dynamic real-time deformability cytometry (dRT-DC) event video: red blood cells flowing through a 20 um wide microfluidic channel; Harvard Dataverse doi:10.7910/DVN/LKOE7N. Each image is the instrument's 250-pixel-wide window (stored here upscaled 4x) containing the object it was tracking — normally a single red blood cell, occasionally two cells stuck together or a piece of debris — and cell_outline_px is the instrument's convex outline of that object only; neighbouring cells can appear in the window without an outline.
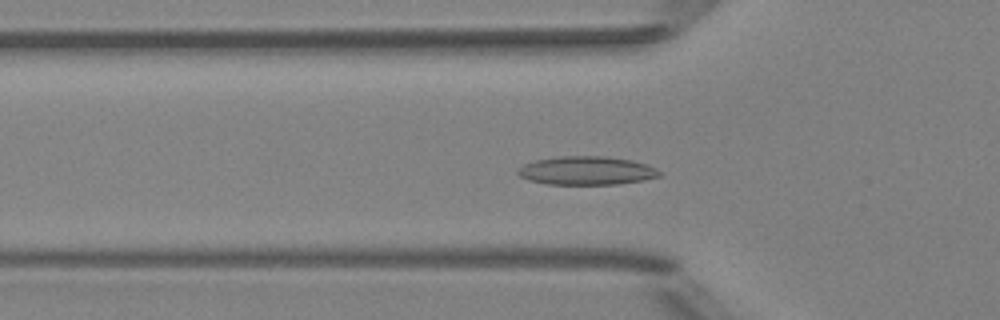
{"species": "Egyptian fruit bat (a non-hibernating species)", "species_latin": "Rousettus aegyptiacus", "temperature_condition": "room temperature", "stored_images_in_passage": 43, "camera_frame_rate_fps": 3000, "um_per_image_px": 0.085, "animal": {"sex": "female"}, "frame": {"image": 1, "passage_image": 9, "time_ms": 2.667, "image_size_px": [1000, 320], "cell_outline_px": [[664, 176], [644, 180], [616, 184], [548, 184], [528, 180], [520, 176], [516, 172], [516, 168], [524, 164], [536, 160], [560, 156], [604, 156], [632, 160], [648, 164], [656, 168]], "centroid_in_image_um": [49.88, 14.5], "position_along_channel_um": 75.9, "area_um2": 23.7}}
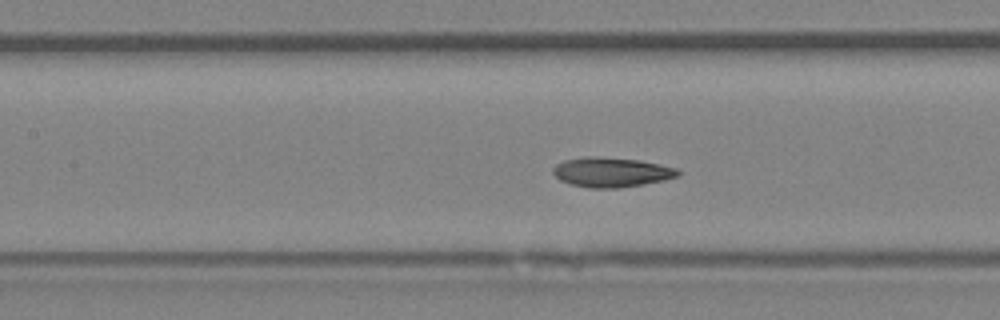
{"frame": {"image": 2, "passage_image": 15, "time_ms": 4.667, "image_size_px": [1000, 320], "cell_outline_px": [[680, 176], [664, 180], [620, 188], [588, 188], [572, 184], [560, 180], [552, 172], [552, 168], [556, 164], [564, 160], [584, 156], [596, 156], [640, 160], [660, 164], [676, 168], [680, 172]], "centroid_in_image_um": [51.96, 14.63], "position_along_channel_um": 155.4, "area_um2": 21.73}}
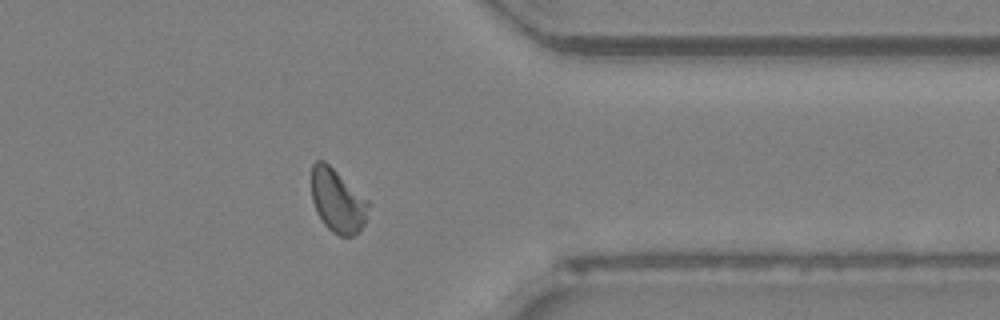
{"frame": {"image": 3, "passage_image": 33, "time_ms": 10.667, "image_size_px": [1000, 320], "cell_outline_px": [[368, 208], [364, 224], [360, 232], [352, 236], [340, 236], [332, 232], [324, 224], [316, 212], [312, 200], [312, 164], [316, 160], [324, 160], [368, 200]], "centroid_in_image_um": [28.68, 17.08], "position_along_channel_um": 382.7, "area_um2": 20.92}, "authors_computed_cell_mechanics": {"area_um2": 21.1548, "velocity_mm_per_s": 3.965, "shape_relaxation_time_tau1_ms": 4.9599, "shape_relaxation_time_tau2_ms": 1.8778, "deformation_change_tau1": 0.1287, "deformation_change_tau2": 0.0611}}